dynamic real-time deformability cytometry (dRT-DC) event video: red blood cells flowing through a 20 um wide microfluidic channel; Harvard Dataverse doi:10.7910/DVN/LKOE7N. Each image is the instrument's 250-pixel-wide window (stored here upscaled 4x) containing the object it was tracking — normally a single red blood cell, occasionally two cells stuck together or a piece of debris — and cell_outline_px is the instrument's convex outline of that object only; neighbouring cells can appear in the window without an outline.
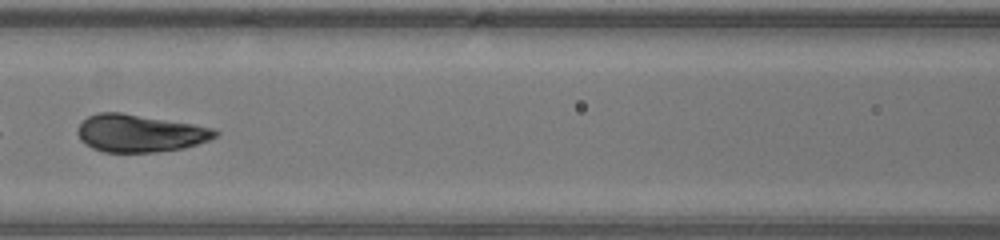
{"species": "human", "species_latin": "Homo sapiens", "temperature_condition": "warm", "stored_images_in_passage": 25, "segment_of_instrument_passage": [2, 2], "camera_frame_rate_fps": 3000, "um_per_image_px": 0.085, "donor": {"sex": "male"}, "frame": {"image": 1, "passage_image": 21, "time_ms": 6.667, "image_size_px": [1000, 240], "cell_outline_px": [[220, 132], [216, 136], [208, 140], [184, 148], [156, 152], [104, 152], [92, 148], [84, 144], [80, 140], [76, 132], [80, 124], [88, 116], [96, 112], [120, 112], [192, 124], [212, 128]], "centroid_in_image_um": [11.84, 11.33], "position_along_channel_um": 154.8, "area_um2": 30.0}}